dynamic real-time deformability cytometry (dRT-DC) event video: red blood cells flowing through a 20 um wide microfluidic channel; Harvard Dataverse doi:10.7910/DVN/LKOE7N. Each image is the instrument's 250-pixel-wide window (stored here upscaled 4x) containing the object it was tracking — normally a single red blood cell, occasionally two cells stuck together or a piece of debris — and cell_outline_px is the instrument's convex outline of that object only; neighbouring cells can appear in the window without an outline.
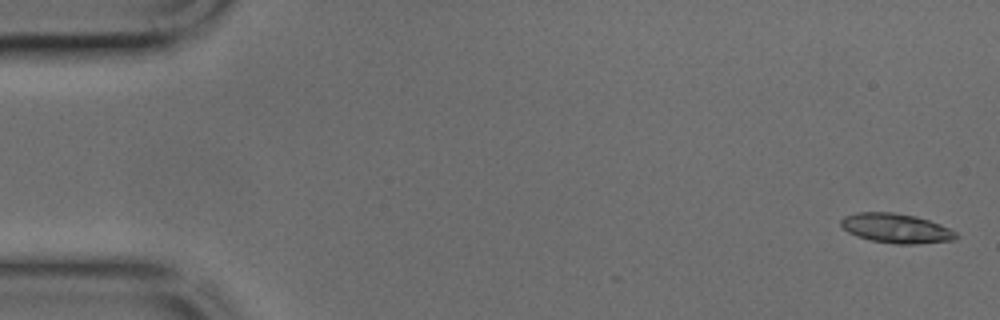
{"species": "common noctule bat (a hibernating species)", "species_latin": "Nyctalus noctula", "temperature_condition": "cold", "stored_images_in_passage": 13, "camera_frame_rate_fps": 3000, "um_per_image_px": 0.085, "animal": {"sex": "male", "body_mass_g": 17.9, "forearm_length_mm": 54.2}, "frame": {"image": 1, "passage_image": 1, "time_ms": 0.0, "image_size_px": [1000, 320], "cell_outline_px": [[960, 236], [956, 240], [916, 244], [896, 244], [872, 240], [856, 236], [848, 232], [840, 224], [840, 220], [844, 216], [856, 212], [892, 212], [916, 216], [940, 224], [956, 232]], "centroid_in_image_um": [76.18, 19.4], "position_along_channel_um": 8.8, "area_um2": 19.88}}
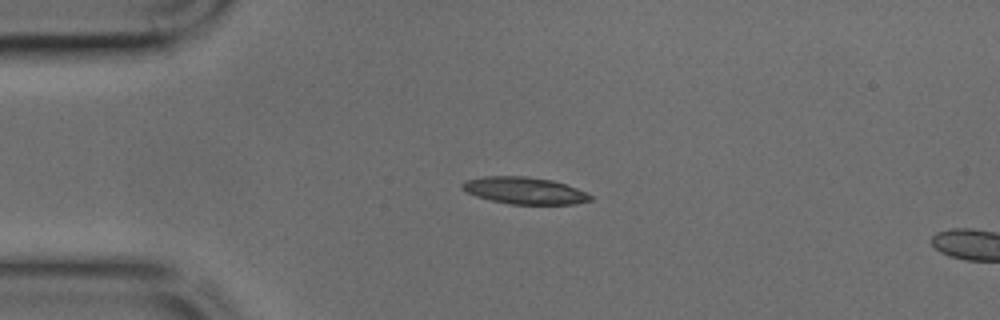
{"frame": {"image": 2, "passage_image": 10, "time_ms": 3.0, "image_size_px": [1000, 320], "cell_outline_px": [[592, 200], [576, 204], [508, 204], [476, 196], [460, 188], [460, 184], [464, 180], [484, 176], [524, 176], [552, 180], [576, 188], [592, 196]], "centroid_in_image_um": [44.54, 16.2], "position_along_channel_um": 40.5, "area_um2": 20.06}}